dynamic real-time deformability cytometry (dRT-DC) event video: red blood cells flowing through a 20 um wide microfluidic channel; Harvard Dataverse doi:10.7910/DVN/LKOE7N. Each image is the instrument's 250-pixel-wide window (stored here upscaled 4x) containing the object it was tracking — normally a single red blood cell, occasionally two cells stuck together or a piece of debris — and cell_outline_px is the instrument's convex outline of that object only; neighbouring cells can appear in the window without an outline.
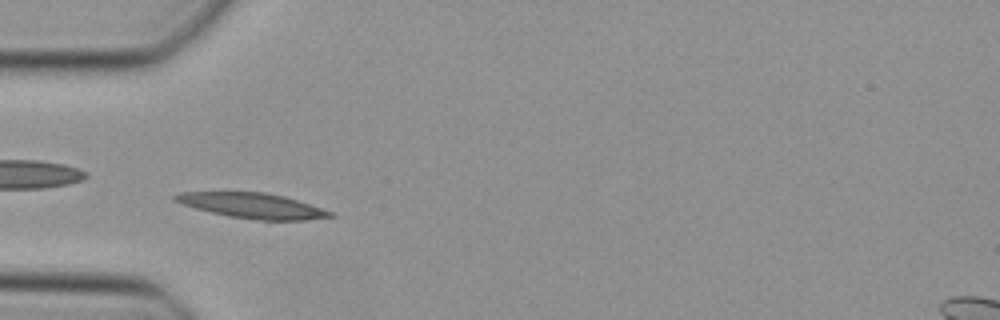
{"species": "Egyptian fruit bat (a non-hibernating species)", "species_latin": "Rousettus aegyptiacus", "temperature_condition": "cold", "stored_images_in_passage": 43, "camera_frame_rate_fps": 3000, "um_per_image_px": 0.085, "animal": {"sex": "female"}, "frame": {"image": 1, "passage_image": 10, "time_ms": 3.0, "image_size_px": [1000, 320], "cell_outline_px": [[336, 216], [308, 220], [256, 220], [228, 216], [180, 204], [172, 200], [172, 196], [180, 192], [264, 192], [284, 196], [332, 212]], "centroid_in_image_um": [21.41, 17.48], "position_along_channel_um": 63.6, "area_um2": 22.66}}
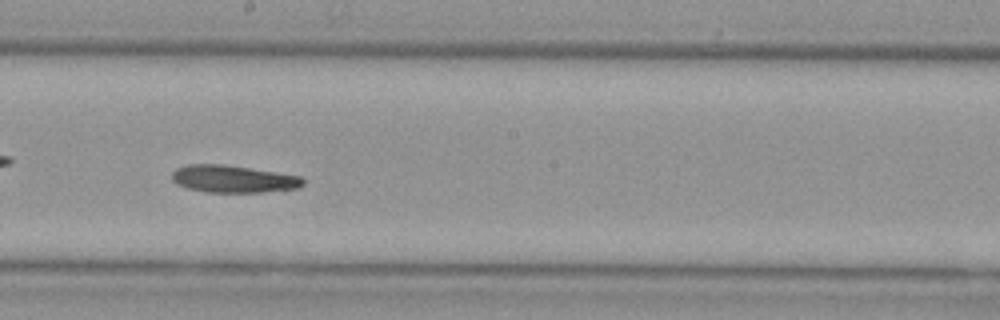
{"frame": {"image": 2, "passage_image": 22, "time_ms": 7.0, "image_size_px": [1000, 320], "cell_outline_px": [[304, 184], [300, 188], [260, 192], [208, 192], [188, 188], [176, 184], [172, 180], [172, 172], [176, 168], [188, 164], [224, 164], [300, 176], [304, 180]], "centroid_in_image_um": [19.8, 15.21], "position_along_channel_um": 228.4, "area_um2": 20.81}}
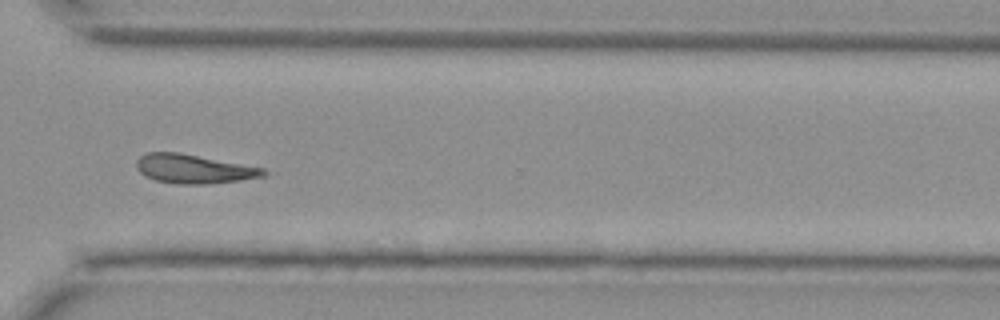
{"frame": {"image": 3, "passage_image": 31, "time_ms": 10.0, "image_size_px": [1000, 320], "cell_outline_px": [[276, 172], [268, 176], [240, 180], [204, 184], [180, 184], [156, 180], [144, 176], [136, 168], [136, 160], [140, 156], [148, 152], [180, 152], [264, 168]], "centroid_in_image_um": [16.55, 14.35], "position_along_channel_um": 354.1, "area_um2": 21.79}}